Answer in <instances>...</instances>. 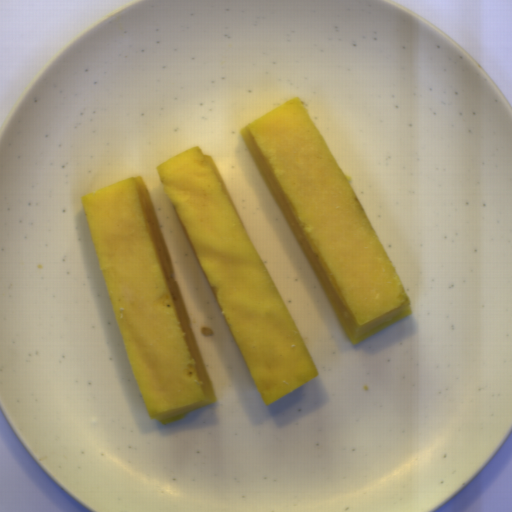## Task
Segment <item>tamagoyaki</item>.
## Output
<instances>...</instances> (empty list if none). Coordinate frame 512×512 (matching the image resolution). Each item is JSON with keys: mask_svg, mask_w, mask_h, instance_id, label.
Returning <instances> with one entry per match:
<instances>
[{"mask_svg": "<svg viewBox=\"0 0 512 512\" xmlns=\"http://www.w3.org/2000/svg\"><path fill=\"white\" fill-rule=\"evenodd\" d=\"M239 132L348 341L409 318L407 292L299 96Z\"/></svg>", "mask_w": 512, "mask_h": 512, "instance_id": "81b7327e", "label": "tamagoyaki"}, {"mask_svg": "<svg viewBox=\"0 0 512 512\" xmlns=\"http://www.w3.org/2000/svg\"><path fill=\"white\" fill-rule=\"evenodd\" d=\"M155 169L265 405L318 378L210 156L196 146Z\"/></svg>", "mask_w": 512, "mask_h": 512, "instance_id": "9680ed9f", "label": "tamagoyaki"}, {"mask_svg": "<svg viewBox=\"0 0 512 512\" xmlns=\"http://www.w3.org/2000/svg\"><path fill=\"white\" fill-rule=\"evenodd\" d=\"M113 314L149 418L217 402L141 176L80 198Z\"/></svg>", "mask_w": 512, "mask_h": 512, "instance_id": "833754b4", "label": "tamagoyaki"}]
</instances>
